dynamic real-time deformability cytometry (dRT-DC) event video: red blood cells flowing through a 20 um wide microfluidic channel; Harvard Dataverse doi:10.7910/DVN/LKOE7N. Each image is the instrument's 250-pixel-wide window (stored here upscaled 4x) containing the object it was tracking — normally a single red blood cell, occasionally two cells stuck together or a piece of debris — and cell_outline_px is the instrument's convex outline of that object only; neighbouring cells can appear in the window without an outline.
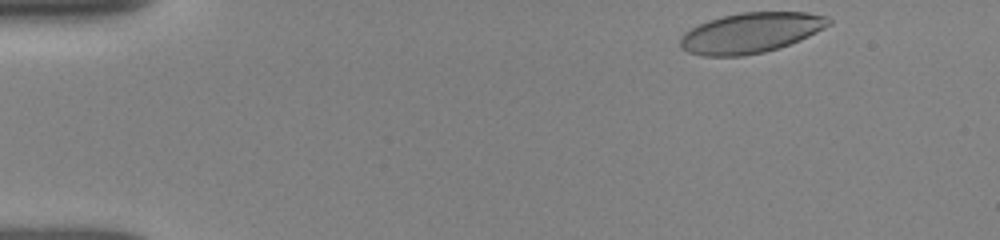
{"species": "human", "species_latin": "Homo sapiens", "temperature_condition": "room temperature", "stored_images_in_passage": 47, "camera_frame_rate_fps": 3000, "um_per_image_px": 0.085, "donor": {"sex": "female"}, "frame": {"image": 1, "passage_image": 1, "time_ms": 0.0, "image_size_px": [1000, 240], "cell_outline_px": [[832, 24], [800, 40], [764, 52], [740, 56], [704, 56], [688, 52], [680, 48], [680, 36], [684, 32], [708, 20], [740, 12], [808, 12], [828, 16], [832, 20]], "centroid_in_image_um": [63.82, 2.78], "position_along_channel_um": 21.2, "area_um2": 34.8}}
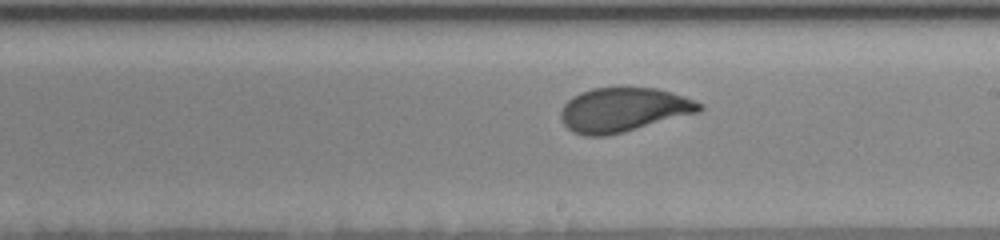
{"frame": {"image": 2, "passage_image": 25, "time_ms": 8.0, "image_size_px": [1000, 240], "cell_outline_px": [[704, 108], [700, 112], [624, 132], [604, 136], [584, 136], [572, 132], [560, 120], [560, 112], [564, 104], [572, 96], [580, 92], [592, 88], [624, 84], [656, 88], [672, 92], [684, 96], [704, 104]], "centroid_in_image_um": [52.99, 9.29], "position_along_channel_um": 236.0, "area_um2": 36.82}}
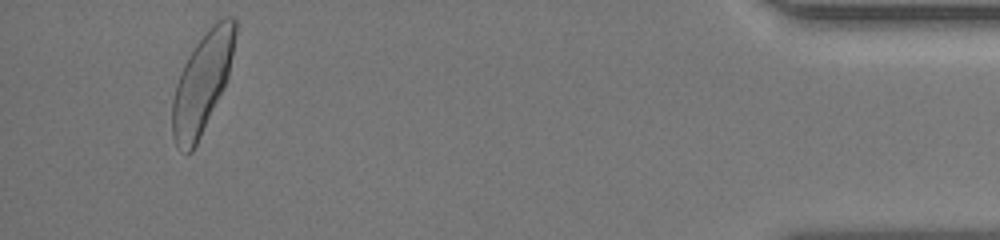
{"frame": {"image": 3, "passage_image": 44, "time_ms": 14.333, "image_size_px": [1000, 240], "cell_outline_px": [[236, 32], [232, 56], [228, 76], [224, 88], [192, 152], [188, 152], [176, 144], [172, 136], [172, 100], [176, 84], [184, 64], [188, 56], [196, 44], [208, 28], [216, 20], [224, 16], [232, 16], [236, 20]], "centroid_in_image_um": [17.2, 6.98], "position_along_channel_um": 418.0, "area_um2": 36.01}, "authors_computed_cell_mechanics": {"area_um2": 35.8938, "velocity_mm_per_s": 3.8796, "shape_relaxation_time_tau1_ms": 2.904, "shape_relaxation_time_tau2_ms": 0.8061, "deformation_change_tau1": 0.1341, "deformation_change_tau2": 0.0543}}